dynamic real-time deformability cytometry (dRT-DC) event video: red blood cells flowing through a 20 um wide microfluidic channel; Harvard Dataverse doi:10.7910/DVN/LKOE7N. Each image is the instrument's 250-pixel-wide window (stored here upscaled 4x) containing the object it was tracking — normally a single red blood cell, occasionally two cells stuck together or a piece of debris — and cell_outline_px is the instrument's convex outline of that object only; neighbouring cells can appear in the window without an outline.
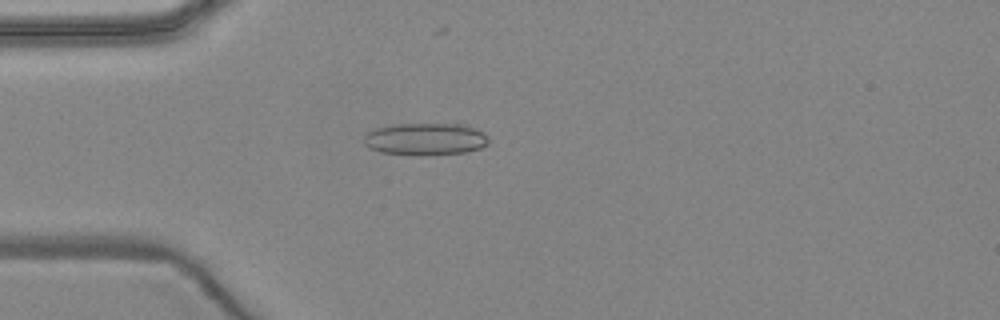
{"species": "common noctule bat (a hibernating species)", "species_latin": "Nyctalus noctula", "temperature_condition": "warm", "stored_images_in_passage": 5, "camera_frame_rate_fps": 3000, "um_per_image_px": 0.085, "animal": {"sex": "female", "body_mass_g": 24.6, "forearm_length_mm": 56.2}, "frame": {"image": 1, "passage_image": 4, "time_ms": 3.667, "image_size_px": [1000, 320], "cell_outline_px": [[488, 144], [480, 148], [468, 152], [424, 156], [420, 156], [380, 152], [368, 148], [364, 144], [364, 136], [368, 132], [376, 128], [396, 124], [456, 120], [460, 120], [484, 132], [488, 136]], "centroid_in_image_um": [36.25, 11.77], "position_along_channel_um": 48.8, "area_um2": 24.97}}